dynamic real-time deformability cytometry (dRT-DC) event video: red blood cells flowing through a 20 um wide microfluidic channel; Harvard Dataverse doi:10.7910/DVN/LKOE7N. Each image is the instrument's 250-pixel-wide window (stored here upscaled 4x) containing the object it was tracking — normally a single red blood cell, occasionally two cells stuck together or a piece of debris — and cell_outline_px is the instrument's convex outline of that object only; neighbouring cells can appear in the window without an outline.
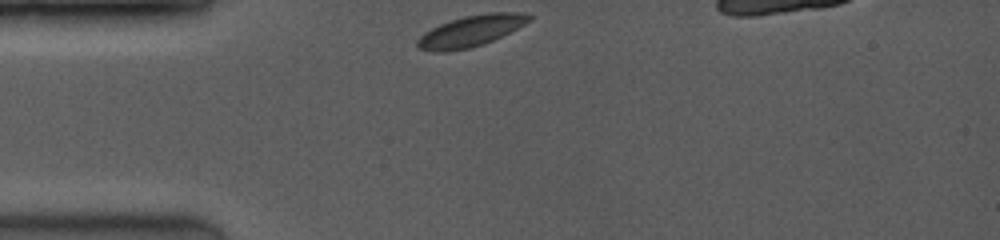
{"species": "common noctule bat (a hibernating species)", "species_latin": "Nyctalus noctula", "temperature_condition": "room temperature", "stored_images_in_passage": 2, "camera_frame_rate_fps": 3500, "um_per_image_px": 0.085, "animal": {"sex": "female", "body_mass_g": 19.0, "forearm_length_mm": 53.3}, "frame": {"image": 1, "passage_image": 1, "time_ms": 0.0, "image_size_px": [1000, 240], "cell_outline_px": [[532, 20], [484, 44], [468, 48], [444, 52], [432, 52], [416, 48], [416, 40], [424, 32], [440, 24], [464, 16], [488, 12], [524, 12], [532, 16]], "centroid_in_image_um": [39.99, 2.63], "position_along_channel_um": 45.0, "area_um2": 20.23}}